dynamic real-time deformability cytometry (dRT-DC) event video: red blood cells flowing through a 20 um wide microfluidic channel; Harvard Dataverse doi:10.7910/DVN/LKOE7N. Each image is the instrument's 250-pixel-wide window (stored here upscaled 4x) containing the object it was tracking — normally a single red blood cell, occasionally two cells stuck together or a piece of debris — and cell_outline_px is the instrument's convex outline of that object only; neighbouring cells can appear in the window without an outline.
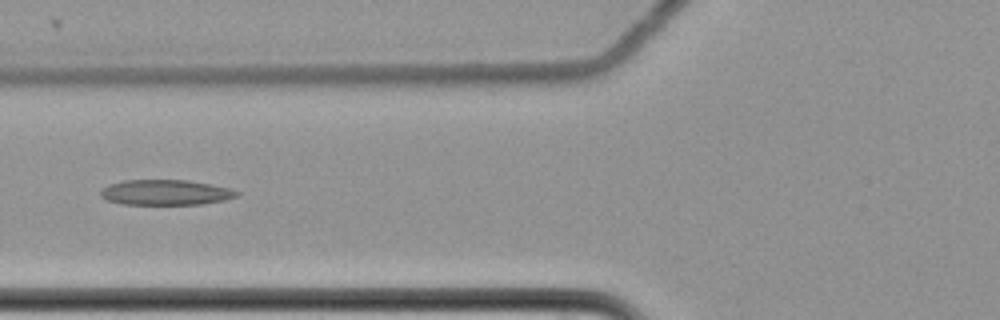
{"species": "common noctule bat (a hibernating species)", "species_latin": "Nyctalus noctula", "temperature_condition": "cold", "stored_images_in_passage": 7, "camera_frame_rate_fps": 3000, "um_per_image_px": 0.085, "animal": {"sex": "female", "body_mass_g": 22.7, "forearm_length_mm": 54.2}, "frame": {"image": 1, "passage_image": 6, "time_ms": 1.667, "image_size_px": [1000, 320], "cell_outline_px": [[240, 196], [224, 200], [200, 204], [120, 204], [108, 200], [100, 196], [100, 192], [108, 184], [124, 180], [188, 180], [228, 188], [240, 192]], "centroid_in_image_um": [14.07, 16.35], "position_along_channel_um": 111.7, "area_um2": 20.0}}
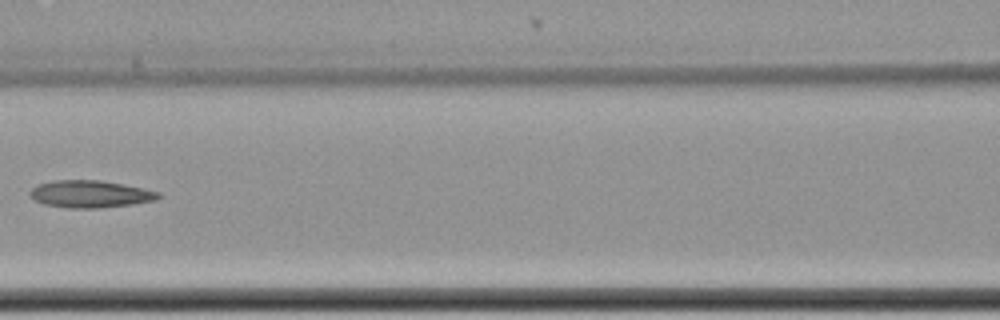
{"frame": {"image": 2, "passage_image": 7, "time_ms": 2.0, "image_size_px": [1000, 320], "cell_outline_px": [[164, 196], [156, 200], [132, 204], [100, 208], [68, 208], [44, 204], [36, 200], [28, 192], [32, 188], [40, 184], [52, 180], [100, 180], [144, 188], [160, 192]], "centroid_in_image_um": [7.72, 16.49], "position_along_channel_um": 158.9, "area_um2": 20.4}}